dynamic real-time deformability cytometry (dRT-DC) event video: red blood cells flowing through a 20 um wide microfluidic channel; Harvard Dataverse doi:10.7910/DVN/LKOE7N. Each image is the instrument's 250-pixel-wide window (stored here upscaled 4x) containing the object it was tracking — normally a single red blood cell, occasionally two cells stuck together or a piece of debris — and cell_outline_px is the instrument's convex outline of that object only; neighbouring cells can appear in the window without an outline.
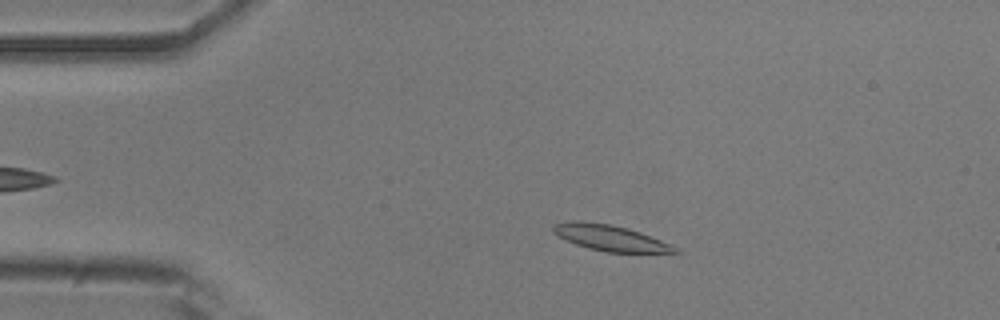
{"species": "common noctule bat (a hibernating species)", "species_latin": "Nyctalus noctula", "temperature_condition": "room temperature", "stored_images_in_passage": 52, "camera_frame_rate_fps": 3000, "um_per_image_px": 0.085, "animal": {"sex": "male", "body_mass_g": 20.5, "forearm_length_mm": 52.5}, "frame": {"image": 1, "passage_image": 9, "time_ms": 2.667, "image_size_px": [1000, 320], "cell_outline_px": [[680, 252], [608, 252], [588, 248], [576, 244], [552, 232], [552, 228], [556, 224], [572, 220], [580, 220], [612, 224], [628, 228], [640, 232], [660, 240], [676, 248]], "centroid_in_image_um": [51.82, 20.2], "position_along_channel_um": 33.2, "area_um2": 17.98}}
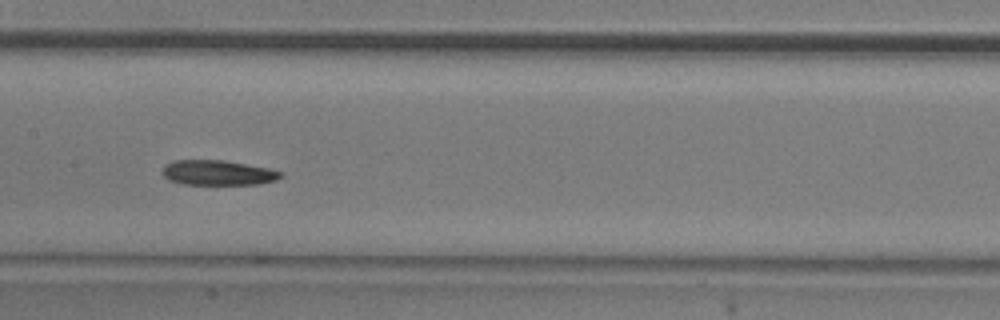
{"frame": {"image": 2, "passage_image": 25, "time_ms": 8.0, "image_size_px": [1000, 320], "cell_outline_px": [[284, 176], [276, 180], [256, 184], [180, 184], [168, 180], [160, 172], [164, 164], [172, 160], [224, 160], [268, 168], [284, 172]], "centroid_in_image_um": [18.48, 14.68], "position_along_channel_um": 188.9, "area_um2": 17.46}}
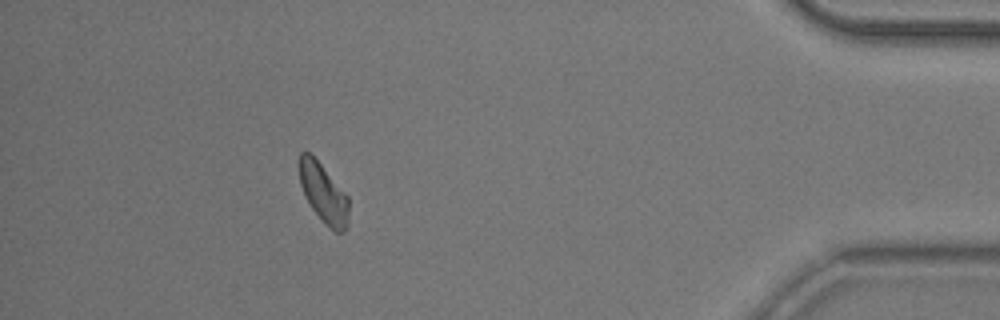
{"frame": {"image": 3, "passage_image": 47, "time_ms": 15.333, "image_size_px": [1000, 320], "cell_outline_px": [[348, 228], [344, 232], [336, 232], [312, 208], [304, 196], [300, 184], [300, 152], [308, 152], [320, 164], [348, 196]], "centroid_in_image_um": [27.51, 16.44], "position_along_channel_um": 407.7, "area_um2": 16.47}, "authors_computed_cell_mechanics": {"area_um2": 17.9758, "velocity_mm_per_s": 3.7151, "shape_relaxation_time_tau1_ms": 3.8521, "shape_relaxation_time_tau2_ms": null, "deformation_change_tau1": 0.1279, "deformation_change_tau2": null}}